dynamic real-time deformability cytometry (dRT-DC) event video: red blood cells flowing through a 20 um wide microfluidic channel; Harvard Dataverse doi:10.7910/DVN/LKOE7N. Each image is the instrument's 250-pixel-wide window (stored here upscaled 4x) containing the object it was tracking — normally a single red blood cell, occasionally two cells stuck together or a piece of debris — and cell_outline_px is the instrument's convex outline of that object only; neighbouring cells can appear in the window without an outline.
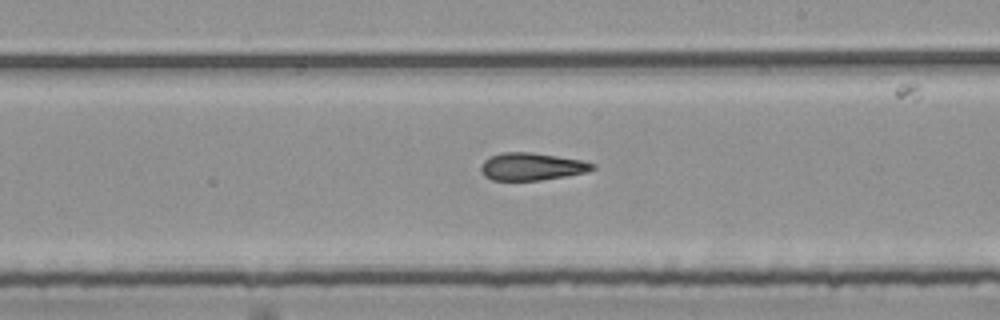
{"species": "common noctule bat (a hibernating species)", "species_latin": "Nyctalus noctula", "temperature_condition": "room temperature", "stored_images_in_passage": 23, "camera_frame_rate_fps": 3000, "um_per_image_px": 0.085, "animal": {"sex": "female", "body_mass_g": 25.1}, "frame": {"image": 1, "passage_image": 10, "time_ms": 3.0, "image_size_px": [1000, 320], "cell_outline_px": [[596, 168], [584, 172], [564, 176], [540, 180], [492, 180], [484, 176], [480, 168], [484, 160], [500, 152], [532, 152], [584, 160], [596, 164]], "centroid_in_image_um": [45.2, 14.15], "position_along_channel_um": 243.8, "area_um2": 17.86}}
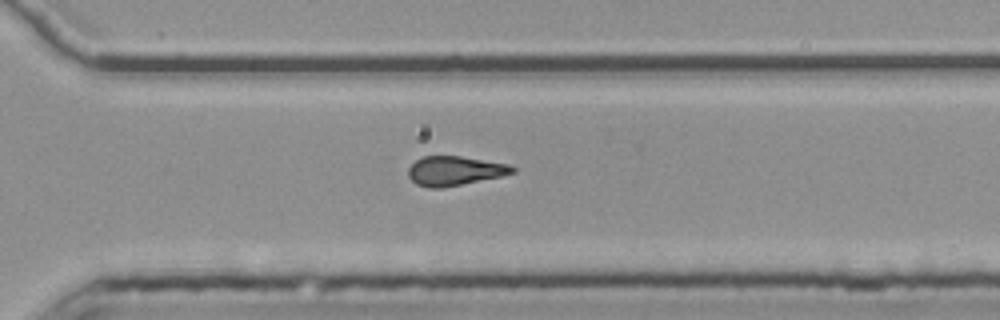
{"frame": {"image": 2, "passage_image": 17, "time_ms": 5.333, "image_size_px": [1000, 320], "cell_outline_px": [[516, 172], [500, 176], [440, 188], [428, 188], [416, 184], [408, 176], [408, 168], [416, 160], [424, 156], [460, 156], [512, 164], [516, 168]], "centroid_in_image_um": [38.66, 14.51], "position_along_channel_um": 331.9, "area_um2": 17.74}}
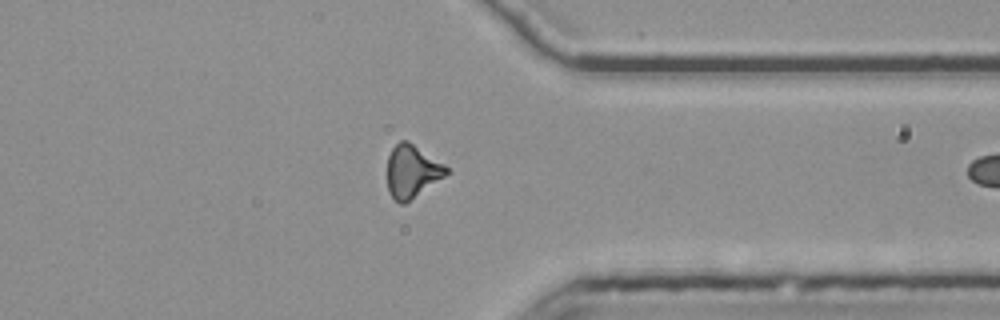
{"frame": {"image": 3, "passage_image": 21, "time_ms": 6.667, "image_size_px": [1000, 320], "cell_outline_px": [[452, 172], [404, 204], [400, 204], [388, 192], [388, 156], [392, 148], [400, 140], [408, 140], [444, 164]], "centroid_in_image_um": [35.04, 14.56], "position_along_channel_um": 376.4, "area_um2": 18.21}}